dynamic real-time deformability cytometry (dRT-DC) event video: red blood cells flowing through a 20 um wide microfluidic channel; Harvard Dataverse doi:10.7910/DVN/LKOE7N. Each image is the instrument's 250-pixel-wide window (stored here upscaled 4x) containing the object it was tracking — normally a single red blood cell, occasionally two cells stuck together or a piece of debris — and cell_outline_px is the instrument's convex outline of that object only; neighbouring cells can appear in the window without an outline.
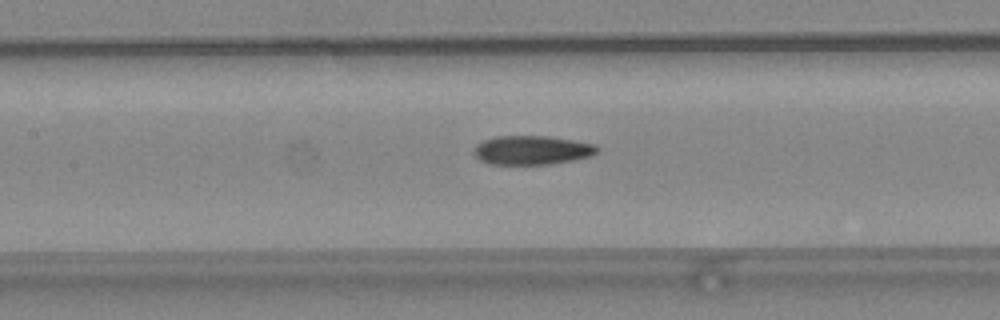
{"species": "common noctule bat (a hibernating species)", "species_latin": "Nyctalus noctula", "temperature_condition": "warm", "stored_images_in_passage": 31, "camera_frame_rate_fps": 3000, "um_per_image_px": 0.085, "animal": {"sex": "female", "body_mass_g": 24.6, "forearm_length_mm": 56.2}, "frame": {"image": 1, "passage_image": 12, "time_ms": 3.667, "image_size_px": [1000, 320], "cell_outline_px": [[600, 148], [592, 156], [572, 160], [548, 164], [488, 164], [480, 160], [472, 152], [472, 148], [476, 144], [484, 140], [496, 136], [548, 136], [596, 144]], "centroid_in_image_um": [45.19, 12.76], "position_along_channel_um": 162.2, "area_um2": 20.92}}
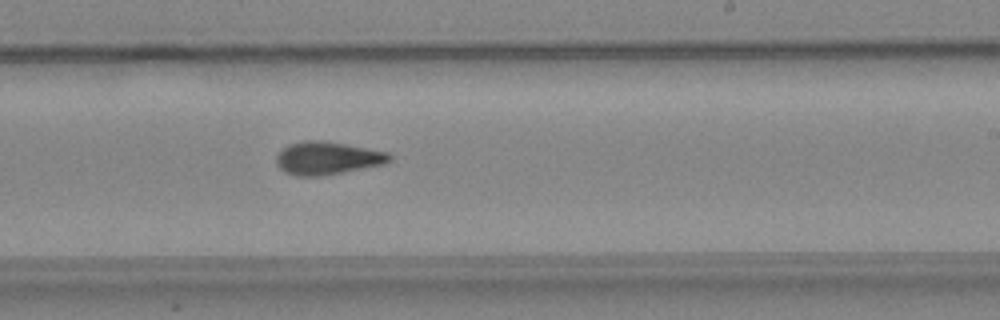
{"frame": {"image": 2, "passage_image": 19, "time_ms": 6.0, "image_size_px": [1000, 320], "cell_outline_px": [[392, 160], [384, 164], [320, 176], [296, 176], [284, 172], [276, 164], [276, 156], [288, 144], [304, 140], [324, 140], [388, 152], [392, 156]], "centroid_in_image_um": [27.81, 13.43], "position_along_channel_um": 261.2, "area_um2": 21.68}}
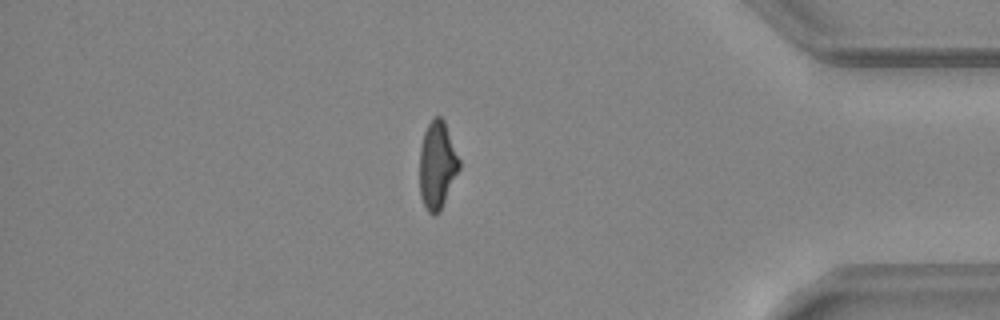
{"frame": {"image": 3, "passage_image": 31, "time_ms": 10.0, "image_size_px": [1000, 320], "cell_outline_px": [[460, 168], [440, 212], [436, 216], [432, 216], [428, 212], [420, 196], [420, 148], [424, 132], [428, 124], [436, 116], [440, 116], [444, 120], [460, 160]], "centroid_in_image_um": [37.17, 14.07], "position_along_channel_um": 398.0, "area_um2": 20.23}, "authors_computed_cell_mechanics": {"area_um2": 21.097, "velocity_mm_per_s": 4.2561, "shape_relaxation_time_tau1_ms": 6.3439, "shape_relaxation_time_tau2_ms": 2.9554, "deformation_change_tau1": 0.2249, "deformation_change_tau2": 0.1173}}